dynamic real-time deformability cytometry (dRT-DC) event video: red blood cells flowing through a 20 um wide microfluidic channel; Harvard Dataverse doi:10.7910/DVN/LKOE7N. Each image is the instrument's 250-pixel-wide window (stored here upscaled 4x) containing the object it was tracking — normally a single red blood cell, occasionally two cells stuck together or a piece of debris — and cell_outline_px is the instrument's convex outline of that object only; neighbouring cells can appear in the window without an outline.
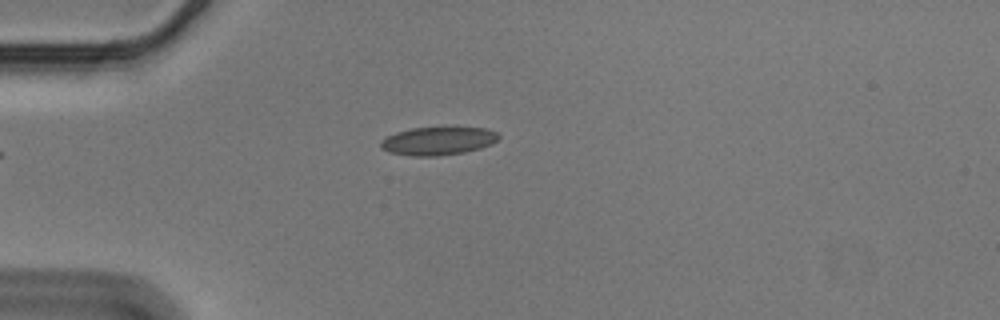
{"species": "Egyptian fruit bat (a non-hibernating species)", "species_latin": "Rousettus aegyptiacus", "temperature_condition": "cold", "stored_images_in_passage": 42, "camera_frame_rate_fps": 3000, "um_per_image_px": 0.085, "animal": {"sex": "male"}, "frame": {"image": 1, "passage_image": 1, "time_ms": 0.0, "image_size_px": [1000, 320], "cell_outline_px": [[500, 136], [492, 144], [480, 148], [464, 152], [440, 156], [412, 156], [388, 152], [380, 148], [380, 140], [396, 132], [412, 128], [448, 124], [488, 128], [496, 132]], "centroid_in_image_um": [37.26, 11.92], "position_along_channel_um": 47.7, "area_um2": 20.4}}
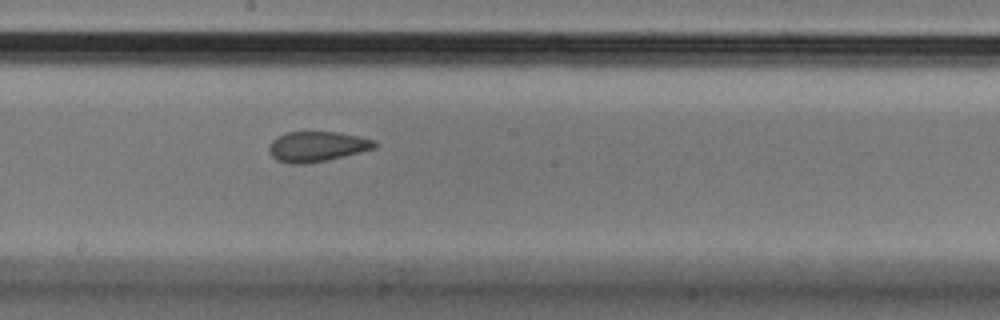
{"frame": {"image": 2, "passage_image": 17, "time_ms": 5.333, "image_size_px": [1000, 320], "cell_outline_px": [[376, 148], [328, 160], [304, 164], [288, 164], [276, 160], [268, 152], [268, 148], [272, 140], [276, 136], [288, 132], [336, 132], [360, 136], [376, 140]], "centroid_in_image_um": [26.92, 12.46], "position_along_channel_um": 221.3, "area_um2": 18.79}}
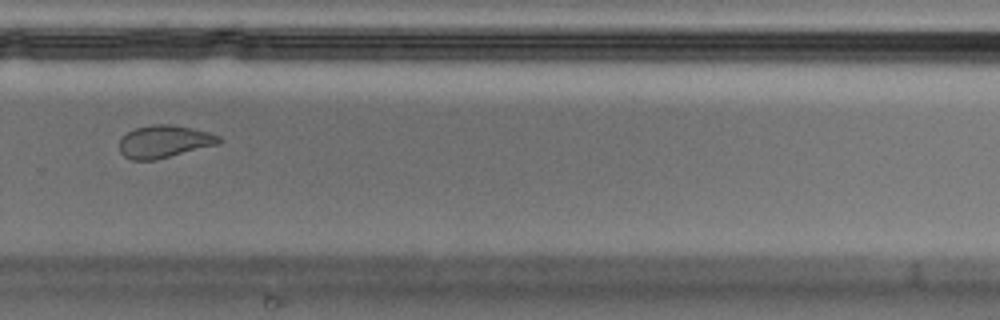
{"frame": {"image": 3, "passage_image": 25, "time_ms": 8.0, "image_size_px": [1000, 320], "cell_outline_px": [[220, 144], [156, 160], [132, 160], [124, 156], [120, 152], [120, 140], [128, 132], [136, 128], [152, 124], [172, 124], [192, 128], [208, 132], [220, 136]], "centroid_in_image_um": [13.98, 12.03], "position_along_channel_um": 315.8, "area_um2": 18.9}, "authors_computed_cell_mechanics": {"area_um2": 19.3341, "velocity_mm_per_s": 3.57, "shape_relaxation_time_tau1_ms": 6.6331, "shape_relaxation_time_tau2_ms": 1.3712, "deformation_change_tau1": 0.1548, "deformation_change_tau2": 0.0839}}